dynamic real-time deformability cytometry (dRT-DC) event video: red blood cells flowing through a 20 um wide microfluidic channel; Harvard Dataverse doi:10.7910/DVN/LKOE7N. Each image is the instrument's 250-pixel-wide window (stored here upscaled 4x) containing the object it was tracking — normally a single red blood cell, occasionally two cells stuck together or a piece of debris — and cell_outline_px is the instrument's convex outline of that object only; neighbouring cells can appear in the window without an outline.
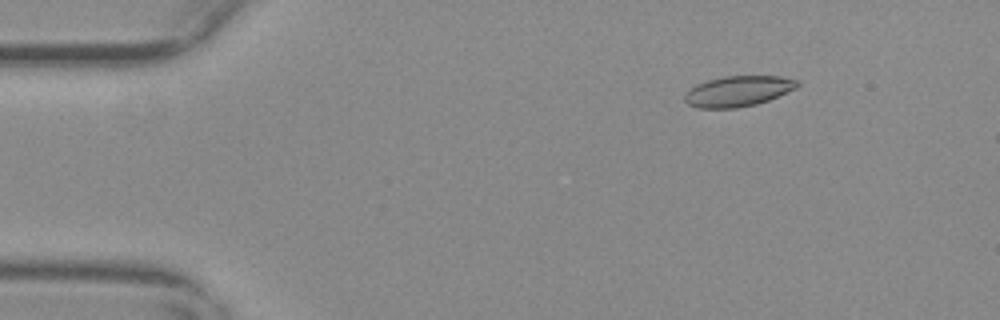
{"species": "common noctule bat (a hibernating species)", "species_latin": "Nyctalus noctula", "temperature_condition": "warm", "stored_images_in_passage": 14, "camera_frame_rate_fps": 3000, "um_per_image_px": 0.085, "animal": {"sex": "female", "body_mass_g": 29.2, "forearm_length_mm": 56.3}, "frame": {"image": 1, "passage_image": 8, "time_ms": 2.333, "image_size_px": [1000, 320], "cell_outline_px": [[800, 84], [796, 88], [768, 100], [756, 104], [736, 108], [700, 108], [688, 104], [684, 100], [684, 96], [696, 84], [708, 80], [724, 76], [780, 76], [796, 80]], "centroid_in_image_um": [62.74, 7.75], "position_along_channel_um": 22.3, "area_um2": 19.83}}